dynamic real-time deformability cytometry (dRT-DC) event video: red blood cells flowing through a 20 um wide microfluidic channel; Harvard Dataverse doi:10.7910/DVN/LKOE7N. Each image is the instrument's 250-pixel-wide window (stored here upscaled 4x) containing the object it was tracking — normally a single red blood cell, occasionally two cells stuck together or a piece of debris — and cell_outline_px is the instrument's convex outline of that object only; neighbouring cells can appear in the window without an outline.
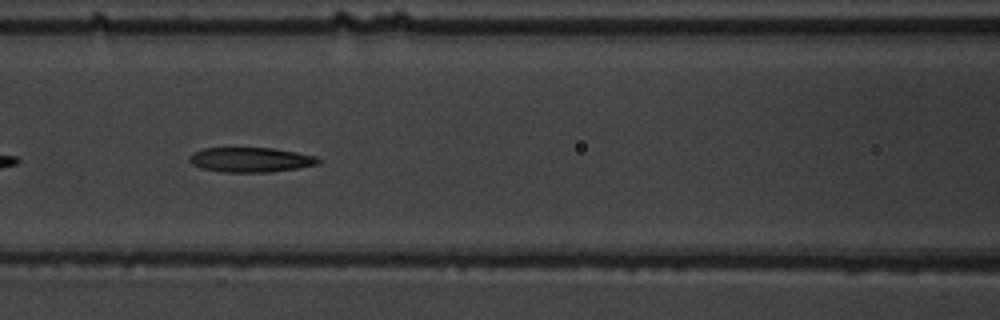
{"species": "common noctule bat (a hibernating species)", "species_latin": "Nyctalus noctula", "temperature_condition": "warm", "stored_images_in_passage": 37, "camera_frame_rate_fps": 3000, "um_per_image_px": 0.085, "animal": {"sex": "male", "body_mass_g": 19.5, "forearm_length_mm": 54.6}, "frame": {"image": 1, "passage_image": 8, "time_ms": 2.333, "image_size_px": [1000, 320], "cell_outline_px": [[320, 164], [296, 168], [268, 172], [224, 172], [204, 168], [192, 164], [188, 160], [188, 156], [192, 152], [204, 148], [272, 148], [296, 152], [316, 156], [320, 160]], "centroid_in_image_um": [21.29, 13.57], "position_along_channel_um": 145.3, "area_um2": 18.5}}
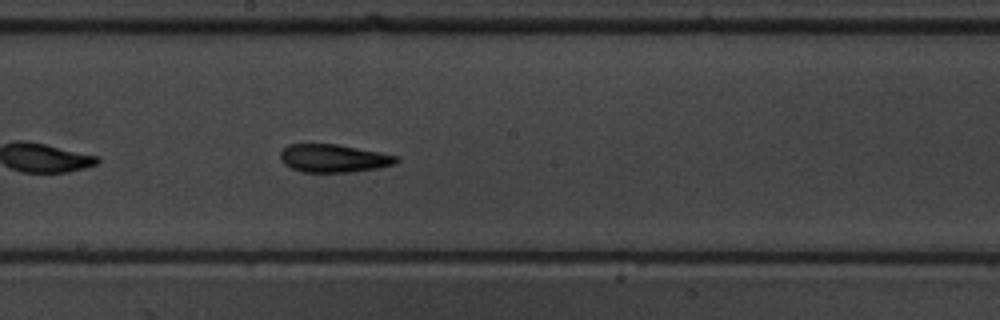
{"frame": {"image": 2, "passage_image": 14, "time_ms": 4.333, "image_size_px": [1000, 320], "cell_outline_px": [[400, 160], [396, 164], [376, 168], [352, 172], [304, 172], [292, 168], [284, 164], [280, 160], [280, 152], [288, 144], [336, 144], [380, 152], [400, 156]], "centroid_in_image_um": [28.38, 13.45], "position_along_channel_um": 219.8, "area_um2": 19.02}}
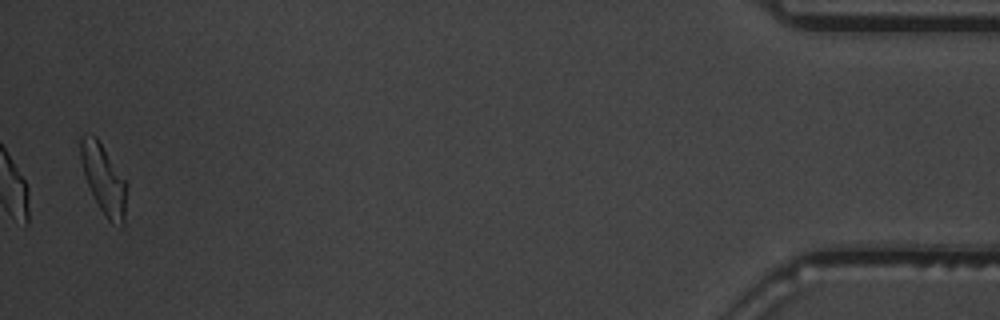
{"frame": {"image": 3, "passage_image": 37, "time_ms": 12.0, "image_size_px": [1000, 320], "cell_outline_px": [[128, 184], [124, 224], [120, 228], [112, 224], [104, 216], [84, 176], [80, 160], [80, 136], [84, 132], [88, 132], [96, 136]], "centroid_in_image_um": [8.82, 15.23], "position_along_channel_um": 426.4, "area_um2": 18.96}, "authors_computed_cell_mechanics": {"area_um2": 18.785, "velocity_mm_per_s": 3.7401, "shape_relaxation_time_tau1_ms": 8.4905, "shape_relaxation_time_tau2_ms": 1.9527, "deformation_change_tau1": 0.2318, "deformation_change_tau2": 0.1016}}